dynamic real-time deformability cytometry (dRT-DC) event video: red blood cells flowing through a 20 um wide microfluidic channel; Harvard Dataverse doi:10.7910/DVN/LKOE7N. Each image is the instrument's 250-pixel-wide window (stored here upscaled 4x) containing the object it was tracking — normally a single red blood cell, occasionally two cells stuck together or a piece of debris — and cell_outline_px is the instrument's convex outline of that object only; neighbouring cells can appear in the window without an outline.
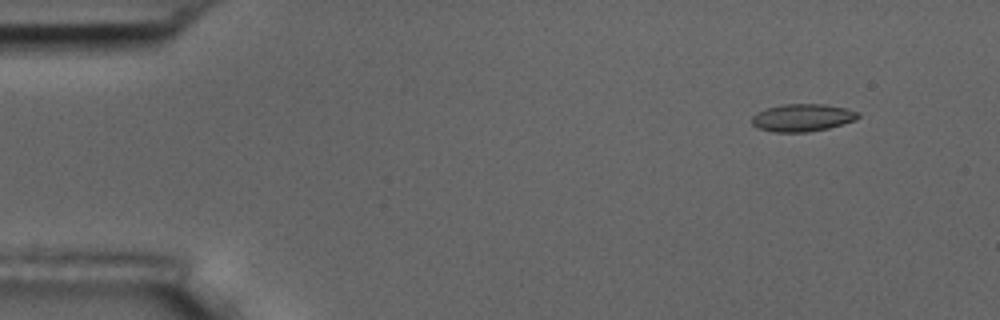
{"species": "common noctule bat (a hibernating species)", "species_latin": "Nyctalus noctula", "temperature_condition": "room temperature", "stored_images_in_passage": 5, "camera_frame_rate_fps": 3000, "um_per_image_px": 0.085, "animal": {"sex": "male", "body_mass_g": 17.5, "forearm_length_mm": 52.3}, "frame": {"image": 1, "passage_image": 2, "time_ms": 1.333, "image_size_px": [1000, 320], "cell_outline_px": [[860, 116], [856, 120], [828, 128], [808, 132], [772, 132], [756, 128], [752, 124], [752, 116], [756, 112], [768, 108], [784, 104], [824, 104], [844, 108], [860, 112]], "centroid_in_image_um": [68.19, 10.01], "position_along_channel_um": 16.8, "area_um2": 17.11}}
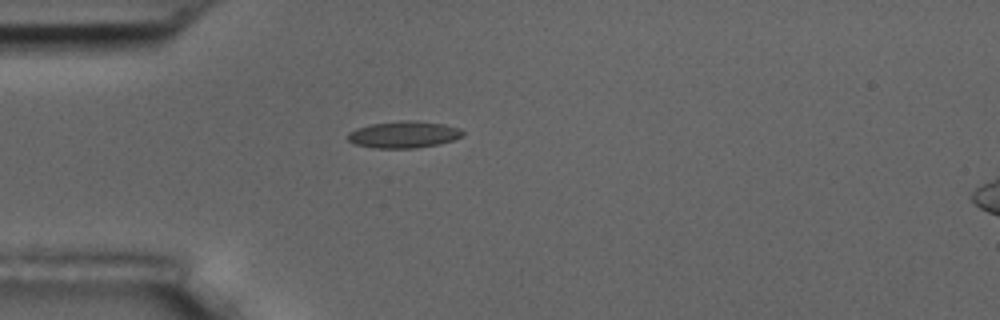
{"frame": {"image": 2, "passage_image": 5, "time_ms": 4.667, "image_size_px": [1000, 320], "cell_outline_px": [[464, 136], [452, 140], [436, 144], [416, 148], [372, 148], [356, 144], [348, 140], [348, 132], [356, 128], [372, 124], [400, 120], [416, 120], [444, 124], [460, 128], [464, 132]], "centroid_in_image_um": [34.32, 11.43], "position_along_channel_um": 50.7, "area_um2": 17.98}}